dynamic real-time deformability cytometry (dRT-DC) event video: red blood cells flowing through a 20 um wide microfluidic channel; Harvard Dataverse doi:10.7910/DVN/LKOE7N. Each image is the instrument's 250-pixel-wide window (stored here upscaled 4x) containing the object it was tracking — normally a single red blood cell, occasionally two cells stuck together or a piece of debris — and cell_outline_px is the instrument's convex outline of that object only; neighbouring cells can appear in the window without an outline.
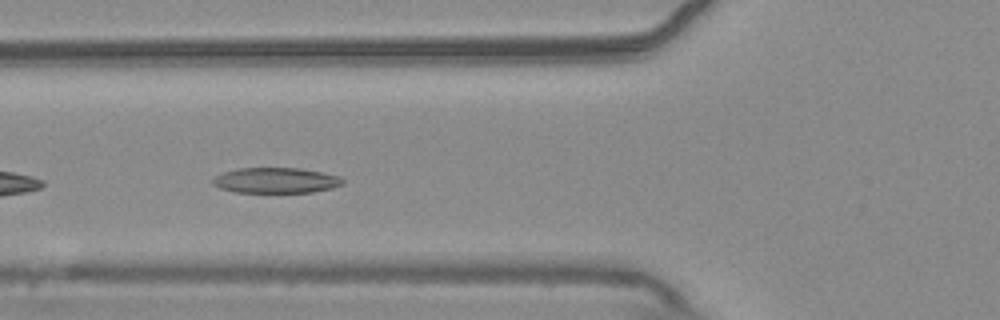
{"species": "common noctule bat (a hibernating species)", "species_latin": "Nyctalus noctula", "temperature_condition": "warm", "stored_images_in_passage": 11, "camera_frame_rate_fps": 3000, "um_per_image_px": 0.085, "animal": {"sex": "male", "body_mass_g": 20.4}, "frame": {"image": 1, "passage_image": 5, "time_ms": 1.333, "image_size_px": [1000, 320], "cell_outline_px": [[344, 184], [332, 188], [312, 192], [236, 192], [220, 188], [212, 184], [212, 180], [216, 176], [224, 172], [236, 168], [300, 168], [340, 176], [344, 180]], "centroid_in_image_um": [23.46, 15.33], "position_along_channel_um": 102.3, "area_um2": 19.25}}
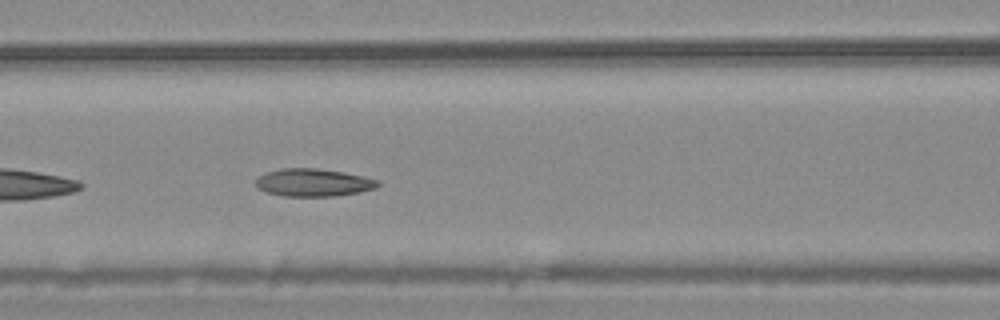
{"frame": {"image": 2, "passage_image": 8, "time_ms": 2.333, "image_size_px": [1000, 320], "cell_outline_px": [[380, 184], [376, 188], [360, 192], [332, 196], [284, 196], [264, 192], [256, 188], [256, 180], [264, 172], [284, 168], [316, 168], [344, 172], [364, 176], [380, 180]], "centroid_in_image_um": [26.63, 15.51], "position_along_channel_um": 140.0, "area_um2": 19.88}}